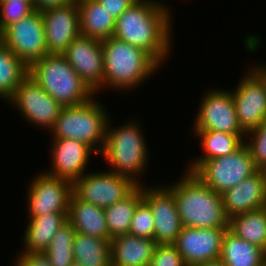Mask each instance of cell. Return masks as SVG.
Masks as SVG:
<instances>
[{
  "label": "cell",
  "instance_id": "1",
  "mask_svg": "<svg viewBox=\"0 0 266 266\" xmlns=\"http://www.w3.org/2000/svg\"><path fill=\"white\" fill-rule=\"evenodd\" d=\"M159 0H137L116 19L113 37L139 47L160 65L172 52V12Z\"/></svg>",
  "mask_w": 266,
  "mask_h": 266
},
{
  "label": "cell",
  "instance_id": "2",
  "mask_svg": "<svg viewBox=\"0 0 266 266\" xmlns=\"http://www.w3.org/2000/svg\"><path fill=\"white\" fill-rule=\"evenodd\" d=\"M175 181L165 186L175 197L183 227L228 229L229 219L224 211L221 194L187 170Z\"/></svg>",
  "mask_w": 266,
  "mask_h": 266
},
{
  "label": "cell",
  "instance_id": "3",
  "mask_svg": "<svg viewBox=\"0 0 266 266\" xmlns=\"http://www.w3.org/2000/svg\"><path fill=\"white\" fill-rule=\"evenodd\" d=\"M104 88L124 92L137 89L163 67L145 50L114 37L102 40Z\"/></svg>",
  "mask_w": 266,
  "mask_h": 266
},
{
  "label": "cell",
  "instance_id": "4",
  "mask_svg": "<svg viewBox=\"0 0 266 266\" xmlns=\"http://www.w3.org/2000/svg\"><path fill=\"white\" fill-rule=\"evenodd\" d=\"M110 121L112 120L109 119L105 144L100 155L110 165L109 171L128 177L139 186L143 185L141 176L148 166L150 152L141 125L138 124L139 120L127 121L128 123L116 128Z\"/></svg>",
  "mask_w": 266,
  "mask_h": 266
},
{
  "label": "cell",
  "instance_id": "5",
  "mask_svg": "<svg viewBox=\"0 0 266 266\" xmlns=\"http://www.w3.org/2000/svg\"><path fill=\"white\" fill-rule=\"evenodd\" d=\"M29 75L63 107L80 105L96 96L61 54L37 60L29 67Z\"/></svg>",
  "mask_w": 266,
  "mask_h": 266
},
{
  "label": "cell",
  "instance_id": "6",
  "mask_svg": "<svg viewBox=\"0 0 266 266\" xmlns=\"http://www.w3.org/2000/svg\"><path fill=\"white\" fill-rule=\"evenodd\" d=\"M103 104L92 98L75 106H64L49 131L52 139H74L91 147L98 155L103 150L109 114Z\"/></svg>",
  "mask_w": 266,
  "mask_h": 266
},
{
  "label": "cell",
  "instance_id": "7",
  "mask_svg": "<svg viewBox=\"0 0 266 266\" xmlns=\"http://www.w3.org/2000/svg\"><path fill=\"white\" fill-rule=\"evenodd\" d=\"M257 171L250 151L243 143L232 154L206 160L194 174L206 186L222 195Z\"/></svg>",
  "mask_w": 266,
  "mask_h": 266
},
{
  "label": "cell",
  "instance_id": "8",
  "mask_svg": "<svg viewBox=\"0 0 266 266\" xmlns=\"http://www.w3.org/2000/svg\"><path fill=\"white\" fill-rule=\"evenodd\" d=\"M250 66L231 90L238 122L246 134L266 121V73L255 63Z\"/></svg>",
  "mask_w": 266,
  "mask_h": 266
},
{
  "label": "cell",
  "instance_id": "9",
  "mask_svg": "<svg viewBox=\"0 0 266 266\" xmlns=\"http://www.w3.org/2000/svg\"><path fill=\"white\" fill-rule=\"evenodd\" d=\"M137 186L130 178L113 171H88L72 183V193L84 202L105 209L124 199Z\"/></svg>",
  "mask_w": 266,
  "mask_h": 266
},
{
  "label": "cell",
  "instance_id": "10",
  "mask_svg": "<svg viewBox=\"0 0 266 266\" xmlns=\"http://www.w3.org/2000/svg\"><path fill=\"white\" fill-rule=\"evenodd\" d=\"M0 40L28 67L48 55L43 16L39 10L7 26L0 33Z\"/></svg>",
  "mask_w": 266,
  "mask_h": 266
},
{
  "label": "cell",
  "instance_id": "11",
  "mask_svg": "<svg viewBox=\"0 0 266 266\" xmlns=\"http://www.w3.org/2000/svg\"><path fill=\"white\" fill-rule=\"evenodd\" d=\"M194 118L192 131H221L246 135L242 130L231 90L213 88L204 93Z\"/></svg>",
  "mask_w": 266,
  "mask_h": 266
},
{
  "label": "cell",
  "instance_id": "12",
  "mask_svg": "<svg viewBox=\"0 0 266 266\" xmlns=\"http://www.w3.org/2000/svg\"><path fill=\"white\" fill-rule=\"evenodd\" d=\"M30 125L51 130L63 106L28 75L8 100Z\"/></svg>",
  "mask_w": 266,
  "mask_h": 266
},
{
  "label": "cell",
  "instance_id": "13",
  "mask_svg": "<svg viewBox=\"0 0 266 266\" xmlns=\"http://www.w3.org/2000/svg\"><path fill=\"white\" fill-rule=\"evenodd\" d=\"M29 185L26 199L28 218L51 213H68L72 182L43 171L37 174Z\"/></svg>",
  "mask_w": 266,
  "mask_h": 266
},
{
  "label": "cell",
  "instance_id": "14",
  "mask_svg": "<svg viewBox=\"0 0 266 266\" xmlns=\"http://www.w3.org/2000/svg\"><path fill=\"white\" fill-rule=\"evenodd\" d=\"M143 201L149 206L155 221L156 244H174L183 226L173 193L162 184L148 187L143 183Z\"/></svg>",
  "mask_w": 266,
  "mask_h": 266
},
{
  "label": "cell",
  "instance_id": "15",
  "mask_svg": "<svg viewBox=\"0 0 266 266\" xmlns=\"http://www.w3.org/2000/svg\"><path fill=\"white\" fill-rule=\"evenodd\" d=\"M97 95L104 89V58L100 40L76 37L61 54Z\"/></svg>",
  "mask_w": 266,
  "mask_h": 266
},
{
  "label": "cell",
  "instance_id": "16",
  "mask_svg": "<svg viewBox=\"0 0 266 266\" xmlns=\"http://www.w3.org/2000/svg\"><path fill=\"white\" fill-rule=\"evenodd\" d=\"M48 54H62L81 35L77 0L41 11Z\"/></svg>",
  "mask_w": 266,
  "mask_h": 266
},
{
  "label": "cell",
  "instance_id": "17",
  "mask_svg": "<svg viewBox=\"0 0 266 266\" xmlns=\"http://www.w3.org/2000/svg\"><path fill=\"white\" fill-rule=\"evenodd\" d=\"M227 229L183 227L173 244L186 266L220 258L222 239Z\"/></svg>",
  "mask_w": 266,
  "mask_h": 266
},
{
  "label": "cell",
  "instance_id": "18",
  "mask_svg": "<svg viewBox=\"0 0 266 266\" xmlns=\"http://www.w3.org/2000/svg\"><path fill=\"white\" fill-rule=\"evenodd\" d=\"M52 142L51 170L47 169L44 172L72 183L87 172L86 167L92 158L91 154H97L85 143L74 139H52Z\"/></svg>",
  "mask_w": 266,
  "mask_h": 266
},
{
  "label": "cell",
  "instance_id": "19",
  "mask_svg": "<svg viewBox=\"0 0 266 266\" xmlns=\"http://www.w3.org/2000/svg\"><path fill=\"white\" fill-rule=\"evenodd\" d=\"M224 211L228 219L266 205V171L258 170L238 185L222 194Z\"/></svg>",
  "mask_w": 266,
  "mask_h": 266
},
{
  "label": "cell",
  "instance_id": "20",
  "mask_svg": "<svg viewBox=\"0 0 266 266\" xmlns=\"http://www.w3.org/2000/svg\"><path fill=\"white\" fill-rule=\"evenodd\" d=\"M156 242L152 239L119 235L111 239L112 266H150Z\"/></svg>",
  "mask_w": 266,
  "mask_h": 266
},
{
  "label": "cell",
  "instance_id": "21",
  "mask_svg": "<svg viewBox=\"0 0 266 266\" xmlns=\"http://www.w3.org/2000/svg\"><path fill=\"white\" fill-rule=\"evenodd\" d=\"M68 222L76 232L111 240L104 209L78 199L71 194L68 207Z\"/></svg>",
  "mask_w": 266,
  "mask_h": 266
},
{
  "label": "cell",
  "instance_id": "22",
  "mask_svg": "<svg viewBox=\"0 0 266 266\" xmlns=\"http://www.w3.org/2000/svg\"><path fill=\"white\" fill-rule=\"evenodd\" d=\"M68 213H51L30 217L23 234V250L19 252H44L56 232L68 221Z\"/></svg>",
  "mask_w": 266,
  "mask_h": 266
},
{
  "label": "cell",
  "instance_id": "23",
  "mask_svg": "<svg viewBox=\"0 0 266 266\" xmlns=\"http://www.w3.org/2000/svg\"><path fill=\"white\" fill-rule=\"evenodd\" d=\"M193 133L201 140V147L204 151L186 167L187 171L193 173L206 160L232 154L244 143L246 138V135H234L221 131H193Z\"/></svg>",
  "mask_w": 266,
  "mask_h": 266
},
{
  "label": "cell",
  "instance_id": "24",
  "mask_svg": "<svg viewBox=\"0 0 266 266\" xmlns=\"http://www.w3.org/2000/svg\"><path fill=\"white\" fill-rule=\"evenodd\" d=\"M81 35L105 40L113 37L116 20L97 0H77Z\"/></svg>",
  "mask_w": 266,
  "mask_h": 266
},
{
  "label": "cell",
  "instance_id": "25",
  "mask_svg": "<svg viewBox=\"0 0 266 266\" xmlns=\"http://www.w3.org/2000/svg\"><path fill=\"white\" fill-rule=\"evenodd\" d=\"M264 256V249L226 230L220 253V259L226 266H260Z\"/></svg>",
  "mask_w": 266,
  "mask_h": 266
},
{
  "label": "cell",
  "instance_id": "26",
  "mask_svg": "<svg viewBox=\"0 0 266 266\" xmlns=\"http://www.w3.org/2000/svg\"><path fill=\"white\" fill-rule=\"evenodd\" d=\"M143 200V185H138L128 196L104 209L106 224L111 238L129 234L133 214Z\"/></svg>",
  "mask_w": 266,
  "mask_h": 266
},
{
  "label": "cell",
  "instance_id": "27",
  "mask_svg": "<svg viewBox=\"0 0 266 266\" xmlns=\"http://www.w3.org/2000/svg\"><path fill=\"white\" fill-rule=\"evenodd\" d=\"M110 241L76 232L72 245L74 261L84 266H112Z\"/></svg>",
  "mask_w": 266,
  "mask_h": 266
},
{
  "label": "cell",
  "instance_id": "28",
  "mask_svg": "<svg viewBox=\"0 0 266 266\" xmlns=\"http://www.w3.org/2000/svg\"><path fill=\"white\" fill-rule=\"evenodd\" d=\"M228 230L266 250V208L233 216L229 219Z\"/></svg>",
  "mask_w": 266,
  "mask_h": 266
},
{
  "label": "cell",
  "instance_id": "29",
  "mask_svg": "<svg viewBox=\"0 0 266 266\" xmlns=\"http://www.w3.org/2000/svg\"><path fill=\"white\" fill-rule=\"evenodd\" d=\"M29 75V67L0 40V99L6 102Z\"/></svg>",
  "mask_w": 266,
  "mask_h": 266
},
{
  "label": "cell",
  "instance_id": "30",
  "mask_svg": "<svg viewBox=\"0 0 266 266\" xmlns=\"http://www.w3.org/2000/svg\"><path fill=\"white\" fill-rule=\"evenodd\" d=\"M75 234V229L68 221L56 232L50 246L44 251L52 266H70L75 262L72 250Z\"/></svg>",
  "mask_w": 266,
  "mask_h": 266
},
{
  "label": "cell",
  "instance_id": "31",
  "mask_svg": "<svg viewBox=\"0 0 266 266\" xmlns=\"http://www.w3.org/2000/svg\"><path fill=\"white\" fill-rule=\"evenodd\" d=\"M35 11L33 1H0V33L9 25Z\"/></svg>",
  "mask_w": 266,
  "mask_h": 266
},
{
  "label": "cell",
  "instance_id": "32",
  "mask_svg": "<svg viewBox=\"0 0 266 266\" xmlns=\"http://www.w3.org/2000/svg\"><path fill=\"white\" fill-rule=\"evenodd\" d=\"M245 137L244 143L250 151L255 166L258 170L266 171V121L249 131Z\"/></svg>",
  "mask_w": 266,
  "mask_h": 266
},
{
  "label": "cell",
  "instance_id": "33",
  "mask_svg": "<svg viewBox=\"0 0 266 266\" xmlns=\"http://www.w3.org/2000/svg\"><path fill=\"white\" fill-rule=\"evenodd\" d=\"M154 222L149 206L142 200L134 211L129 234L154 240Z\"/></svg>",
  "mask_w": 266,
  "mask_h": 266
},
{
  "label": "cell",
  "instance_id": "34",
  "mask_svg": "<svg viewBox=\"0 0 266 266\" xmlns=\"http://www.w3.org/2000/svg\"><path fill=\"white\" fill-rule=\"evenodd\" d=\"M150 266H186L173 244H157Z\"/></svg>",
  "mask_w": 266,
  "mask_h": 266
},
{
  "label": "cell",
  "instance_id": "35",
  "mask_svg": "<svg viewBox=\"0 0 266 266\" xmlns=\"http://www.w3.org/2000/svg\"><path fill=\"white\" fill-rule=\"evenodd\" d=\"M14 266H52L44 252H18Z\"/></svg>",
  "mask_w": 266,
  "mask_h": 266
},
{
  "label": "cell",
  "instance_id": "36",
  "mask_svg": "<svg viewBox=\"0 0 266 266\" xmlns=\"http://www.w3.org/2000/svg\"><path fill=\"white\" fill-rule=\"evenodd\" d=\"M115 20L137 0H97Z\"/></svg>",
  "mask_w": 266,
  "mask_h": 266
},
{
  "label": "cell",
  "instance_id": "37",
  "mask_svg": "<svg viewBox=\"0 0 266 266\" xmlns=\"http://www.w3.org/2000/svg\"><path fill=\"white\" fill-rule=\"evenodd\" d=\"M76 0H33L35 10L43 11L49 8L64 6Z\"/></svg>",
  "mask_w": 266,
  "mask_h": 266
},
{
  "label": "cell",
  "instance_id": "38",
  "mask_svg": "<svg viewBox=\"0 0 266 266\" xmlns=\"http://www.w3.org/2000/svg\"><path fill=\"white\" fill-rule=\"evenodd\" d=\"M196 266H226L224 262L219 258L213 261L204 262Z\"/></svg>",
  "mask_w": 266,
  "mask_h": 266
},
{
  "label": "cell",
  "instance_id": "39",
  "mask_svg": "<svg viewBox=\"0 0 266 266\" xmlns=\"http://www.w3.org/2000/svg\"><path fill=\"white\" fill-rule=\"evenodd\" d=\"M255 64H257V66L264 72V73H266V64H264V65H260V64H258V63H255Z\"/></svg>",
  "mask_w": 266,
  "mask_h": 266
},
{
  "label": "cell",
  "instance_id": "40",
  "mask_svg": "<svg viewBox=\"0 0 266 266\" xmlns=\"http://www.w3.org/2000/svg\"><path fill=\"white\" fill-rule=\"evenodd\" d=\"M260 266H266V254H265Z\"/></svg>",
  "mask_w": 266,
  "mask_h": 266
},
{
  "label": "cell",
  "instance_id": "41",
  "mask_svg": "<svg viewBox=\"0 0 266 266\" xmlns=\"http://www.w3.org/2000/svg\"><path fill=\"white\" fill-rule=\"evenodd\" d=\"M70 266H84V265H82V264H79V263H77V262H74L73 264H71Z\"/></svg>",
  "mask_w": 266,
  "mask_h": 266
},
{
  "label": "cell",
  "instance_id": "42",
  "mask_svg": "<svg viewBox=\"0 0 266 266\" xmlns=\"http://www.w3.org/2000/svg\"><path fill=\"white\" fill-rule=\"evenodd\" d=\"M0 1H5V0H0ZM20 1H33V0H20Z\"/></svg>",
  "mask_w": 266,
  "mask_h": 266
}]
</instances>
